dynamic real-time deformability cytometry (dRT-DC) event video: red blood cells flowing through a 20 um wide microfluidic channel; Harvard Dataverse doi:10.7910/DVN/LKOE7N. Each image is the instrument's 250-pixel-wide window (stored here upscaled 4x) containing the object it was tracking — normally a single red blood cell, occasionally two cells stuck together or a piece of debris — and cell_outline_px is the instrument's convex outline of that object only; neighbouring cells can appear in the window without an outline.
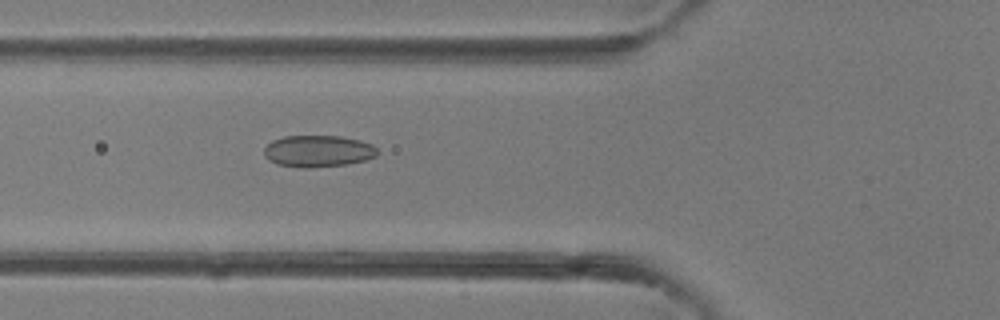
{"species": "common noctule bat (a hibernating species)", "species_latin": "Nyctalus noctula", "temperature_condition": "room temperature", "stored_images_in_passage": 30, "camera_frame_rate_fps": 3000, "um_per_image_px": 0.085, "animal": {"sex": "female"}, "frame": {"image": 1, "passage_image": 6, "time_ms": 1.667, "image_size_px": [1000, 320], "cell_outline_px": [[376, 156], [364, 160], [348, 164], [308, 168], [276, 164], [268, 160], [264, 156], [264, 148], [272, 140], [284, 136], [340, 136], [360, 140], [372, 144], [376, 148]], "centroid_in_image_um": [27.01, 12.84], "position_along_channel_um": 98.8, "area_um2": 20.92}}
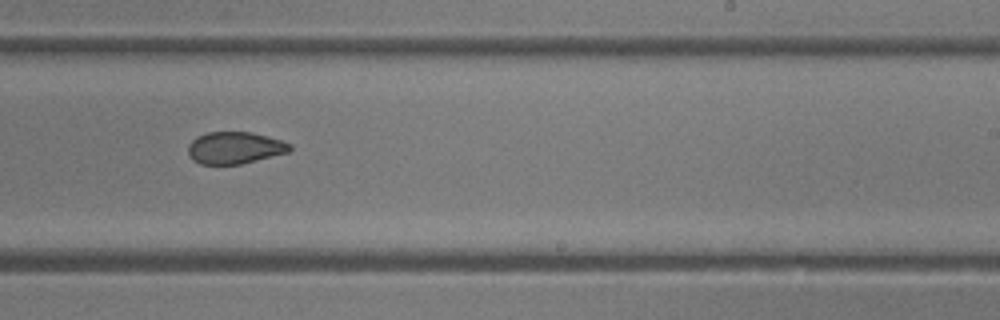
{"frame": {"image": 2, "passage_image": 16, "time_ms": 5.0, "image_size_px": [1000, 320], "cell_outline_px": [[292, 148], [288, 152], [240, 164], [200, 164], [192, 160], [188, 152], [188, 144], [196, 136], [208, 132], [252, 132], [280, 140], [292, 144]], "centroid_in_image_um": [19.93, 12.56], "position_along_channel_um": 269.1, "area_um2": 18.9}}
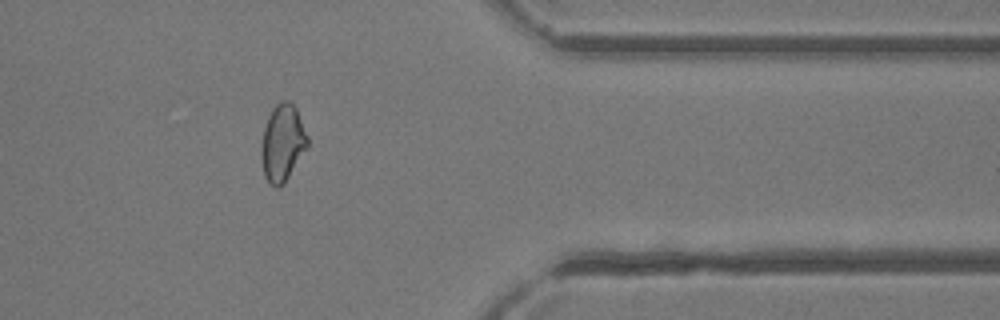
{"frame": {"image": 3, "passage_image": 24, "time_ms": 7.667, "image_size_px": [1000, 320], "cell_outline_px": [[308, 144], [284, 184], [280, 188], [276, 188], [268, 184], [264, 176], [260, 156], [260, 148], [264, 128], [268, 116], [272, 108], [280, 100], [288, 100], [296, 108], [308, 136]], "centroid_in_image_um": [23.98, 12.16], "position_along_channel_um": 387.4, "area_um2": 20.87}}